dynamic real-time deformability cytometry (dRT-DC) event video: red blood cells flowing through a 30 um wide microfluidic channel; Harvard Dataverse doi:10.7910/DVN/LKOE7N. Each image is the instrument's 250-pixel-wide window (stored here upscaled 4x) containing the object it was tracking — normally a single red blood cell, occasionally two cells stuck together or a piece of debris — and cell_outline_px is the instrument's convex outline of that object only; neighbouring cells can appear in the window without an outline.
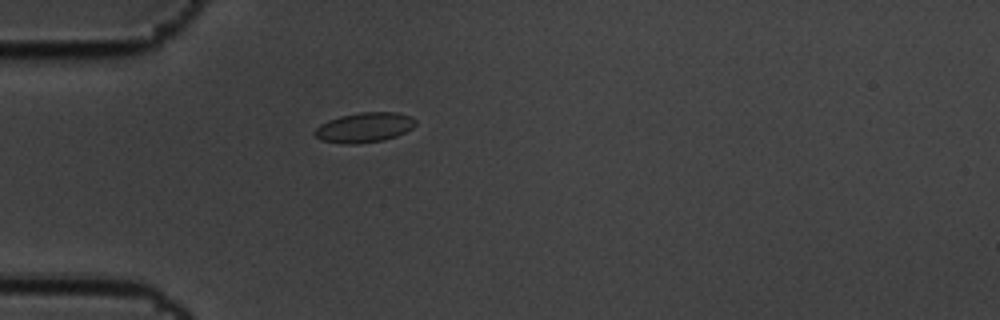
{"species": "common noctule bat (a hibernating species)", "species_latin": "Nyctalus noctula", "temperature_condition": "cold", "stored_images_in_passage": 1, "camera_frame_rate_fps": 3000, "um_per_image_px": 0.085, "animal": {"sex": "male", "body_mass_g": 19.5, "forearm_length_mm": 54.6}, "frame": {"image": 1, "passage_image": 1, "time_ms": 0.0, "image_size_px": [1000, 320], "cell_outline_px": [[416, 124], [412, 128], [396, 136], [384, 140], [356, 144], [344, 144], [320, 140], [312, 132], [320, 124], [328, 120], [340, 116], [360, 112], [396, 112], [412, 116], [416, 120]], "centroid_in_image_um": [30.96, 10.83], "position_along_channel_um": 54.0, "area_um2": 17.69}}